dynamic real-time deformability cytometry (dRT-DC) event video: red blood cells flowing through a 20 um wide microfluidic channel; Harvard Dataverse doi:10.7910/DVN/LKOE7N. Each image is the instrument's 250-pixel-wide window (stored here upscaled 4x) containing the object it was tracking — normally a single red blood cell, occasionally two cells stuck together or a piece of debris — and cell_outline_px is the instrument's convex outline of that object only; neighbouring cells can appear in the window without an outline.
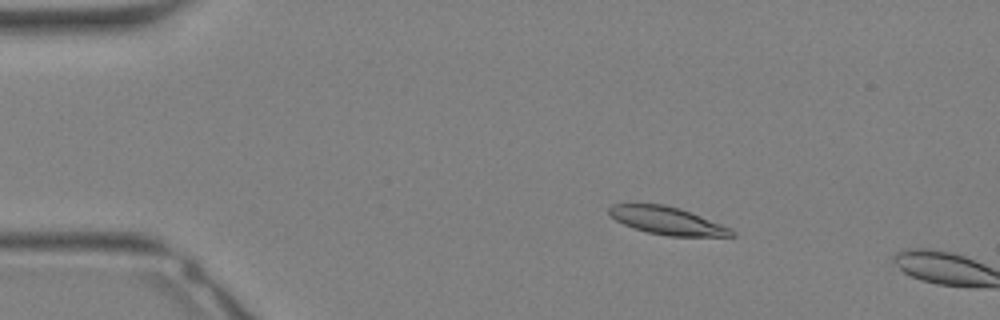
{"species": "Egyptian fruit bat (a non-hibernating species)", "species_latin": "Rousettus aegyptiacus", "temperature_condition": "warm", "stored_images_in_passage": 8, "camera_frame_rate_fps": 3000, "um_per_image_px": 0.085, "animal": {"sex": "female"}, "frame": {"image": 1, "passage_image": 6, "time_ms": 1.667, "image_size_px": [1000, 320], "cell_outline_px": [[736, 236], [668, 236], [648, 232], [624, 224], [616, 220], [608, 212], [608, 208], [612, 204], [664, 204], [680, 208], [732, 228], [736, 232]], "centroid_in_image_um": [56.75, 18.76], "position_along_channel_um": 28.2, "area_um2": 19.65}}